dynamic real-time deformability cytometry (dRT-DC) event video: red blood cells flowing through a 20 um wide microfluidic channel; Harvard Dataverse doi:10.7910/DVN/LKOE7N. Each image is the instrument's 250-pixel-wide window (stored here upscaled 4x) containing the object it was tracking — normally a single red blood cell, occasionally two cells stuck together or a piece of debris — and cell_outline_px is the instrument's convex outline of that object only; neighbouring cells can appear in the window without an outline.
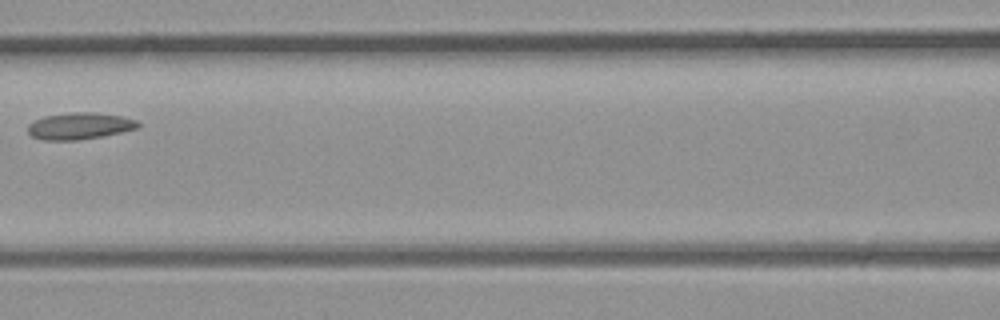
{"species": "common noctule bat (a hibernating species)", "species_latin": "Nyctalus noctula", "temperature_condition": "room temperature", "stored_images_in_passage": 6, "camera_frame_rate_fps": 3000, "um_per_image_px": 0.085, "animal": {"sex": "male", "body_mass_g": 23.1, "forearm_length_mm": 52.7}, "frame": {"image": 1, "passage_image": 6, "time_ms": 1.667, "image_size_px": [1000, 320], "cell_outline_px": [[140, 128], [104, 136], [76, 140], [44, 140], [32, 136], [28, 132], [28, 124], [44, 116], [72, 112], [92, 112], [120, 116], [136, 120], [140, 124]], "centroid_in_image_um": [6.79, 10.71], "position_along_channel_um": 159.8, "area_um2": 17.11}}